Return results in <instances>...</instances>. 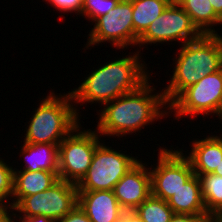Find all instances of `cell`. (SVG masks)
I'll return each mask as SVG.
<instances>
[{
  "mask_svg": "<svg viewBox=\"0 0 222 222\" xmlns=\"http://www.w3.org/2000/svg\"><path fill=\"white\" fill-rule=\"evenodd\" d=\"M150 78L138 89L104 104L98 114L97 132L104 136H126L139 132L164 115H169L163 92L154 93ZM152 93V94H151ZM154 93V94H153ZM165 106V107H164ZM164 108V109H163ZM163 109V110H161Z\"/></svg>",
  "mask_w": 222,
  "mask_h": 222,
  "instance_id": "cell-1",
  "label": "cell"
},
{
  "mask_svg": "<svg viewBox=\"0 0 222 222\" xmlns=\"http://www.w3.org/2000/svg\"><path fill=\"white\" fill-rule=\"evenodd\" d=\"M139 51L104 63L91 71L78 88L71 91L73 103H100L104 105L126 93L138 89L151 76ZM141 59V60H140ZM144 62V63H141Z\"/></svg>",
  "mask_w": 222,
  "mask_h": 222,
  "instance_id": "cell-2",
  "label": "cell"
},
{
  "mask_svg": "<svg viewBox=\"0 0 222 222\" xmlns=\"http://www.w3.org/2000/svg\"><path fill=\"white\" fill-rule=\"evenodd\" d=\"M181 46L173 59L176 65L169 85L162 90L167 106L204 76L222 69L221 34H203L199 39Z\"/></svg>",
  "mask_w": 222,
  "mask_h": 222,
  "instance_id": "cell-3",
  "label": "cell"
},
{
  "mask_svg": "<svg viewBox=\"0 0 222 222\" xmlns=\"http://www.w3.org/2000/svg\"><path fill=\"white\" fill-rule=\"evenodd\" d=\"M49 93L35 109L26 128L24 143L59 145L80 124L79 110L72 105L71 92L60 96Z\"/></svg>",
  "mask_w": 222,
  "mask_h": 222,
  "instance_id": "cell-4",
  "label": "cell"
},
{
  "mask_svg": "<svg viewBox=\"0 0 222 222\" xmlns=\"http://www.w3.org/2000/svg\"><path fill=\"white\" fill-rule=\"evenodd\" d=\"M77 125L58 145V177L78 184L90 168L96 148L101 144L100 134L94 130H80Z\"/></svg>",
  "mask_w": 222,
  "mask_h": 222,
  "instance_id": "cell-5",
  "label": "cell"
},
{
  "mask_svg": "<svg viewBox=\"0 0 222 222\" xmlns=\"http://www.w3.org/2000/svg\"><path fill=\"white\" fill-rule=\"evenodd\" d=\"M137 158L101 143L94 152L90 168L76 185L78 192L113 190L139 161Z\"/></svg>",
  "mask_w": 222,
  "mask_h": 222,
  "instance_id": "cell-6",
  "label": "cell"
},
{
  "mask_svg": "<svg viewBox=\"0 0 222 222\" xmlns=\"http://www.w3.org/2000/svg\"><path fill=\"white\" fill-rule=\"evenodd\" d=\"M222 108V69L208 74L194 85L185 89L169 106V113L174 111L177 120L190 115L207 117L219 116ZM173 110V111H172ZM176 115V116H175Z\"/></svg>",
  "mask_w": 222,
  "mask_h": 222,
  "instance_id": "cell-7",
  "label": "cell"
},
{
  "mask_svg": "<svg viewBox=\"0 0 222 222\" xmlns=\"http://www.w3.org/2000/svg\"><path fill=\"white\" fill-rule=\"evenodd\" d=\"M78 205L76 184L59 179L53 186L35 195L23 197L14 207L13 222L17 217L45 216L52 221L68 214ZM23 213L22 216H20ZM16 219V221H15Z\"/></svg>",
  "mask_w": 222,
  "mask_h": 222,
  "instance_id": "cell-8",
  "label": "cell"
},
{
  "mask_svg": "<svg viewBox=\"0 0 222 222\" xmlns=\"http://www.w3.org/2000/svg\"><path fill=\"white\" fill-rule=\"evenodd\" d=\"M94 22L88 34L87 49L106 41L117 49L123 50L131 45L137 46L138 37L133 30L130 0H120L113 9L98 17Z\"/></svg>",
  "mask_w": 222,
  "mask_h": 222,
  "instance_id": "cell-9",
  "label": "cell"
},
{
  "mask_svg": "<svg viewBox=\"0 0 222 222\" xmlns=\"http://www.w3.org/2000/svg\"><path fill=\"white\" fill-rule=\"evenodd\" d=\"M156 167L150 171L151 195L167 201L194 175L184 150L159 149Z\"/></svg>",
  "mask_w": 222,
  "mask_h": 222,
  "instance_id": "cell-10",
  "label": "cell"
},
{
  "mask_svg": "<svg viewBox=\"0 0 222 222\" xmlns=\"http://www.w3.org/2000/svg\"><path fill=\"white\" fill-rule=\"evenodd\" d=\"M203 34L193 24L191 17L177 3L172 2L138 38L137 44L151 45L180 41L185 44L199 39Z\"/></svg>",
  "mask_w": 222,
  "mask_h": 222,
  "instance_id": "cell-11",
  "label": "cell"
},
{
  "mask_svg": "<svg viewBox=\"0 0 222 222\" xmlns=\"http://www.w3.org/2000/svg\"><path fill=\"white\" fill-rule=\"evenodd\" d=\"M145 164L138 161L114 186V195L125 211L135 210L151 195V174Z\"/></svg>",
  "mask_w": 222,
  "mask_h": 222,
  "instance_id": "cell-12",
  "label": "cell"
},
{
  "mask_svg": "<svg viewBox=\"0 0 222 222\" xmlns=\"http://www.w3.org/2000/svg\"><path fill=\"white\" fill-rule=\"evenodd\" d=\"M78 205L91 222H119L125 211L113 190L78 192Z\"/></svg>",
  "mask_w": 222,
  "mask_h": 222,
  "instance_id": "cell-13",
  "label": "cell"
},
{
  "mask_svg": "<svg viewBox=\"0 0 222 222\" xmlns=\"http://www.w3.org/2000/svg\"><path fill=\"white\" fill-rule=\"evenodd\" d=\"M222 135L193 140L192 149L185 155L197 176L213 173L222 160Z\"/></svg>",
  "mask_w": 222,
  "mask_h": 222,
  "instance_id": "cell-14",
  "label": "cell"
},
{
  "mask_svg": "<svg viewBox=\"0 0 222 222\" xmlns=\"http://www.w3.org/2000/svg\"><path fill=\"white\" fill-rule=\"evenodd\" d=\"M14 168L13 195L10 203L14 207L23 197L35 195L53 186L58 180V172L45 170L28 171Z\"/></svg>",
  "mask_w": 222,
  "mask_h": 222,
  "instance_id": "cell-15",
  "label": "cell"
},
{
  "mask_svg": "<svg viewBox=\"0 0 222 222\" xmlns=\"http://www.w3.org/2000/svg\"><path fill=\"white\" fill-rule=\"evenodd\" d=\"M167 203L175 214L210 216L204 205L200 178L196 174Z\"/></svg>",
  "mask_w": 222,
  "mask_h": 222,
  "instance_id": "cell-16",
  "label": "cell"
},
{
  "mask_svg": "<svg viewBox=\"0 0 222 222\" xmlns=\"http://www.w3.org/2000/svg\"><path fill=\"white\" fill-rule=\"evenodd\" d=\"M25 167L22 170L58 172V145L24 143L21 152Z\"/></svg>",
  "mask_w": 222,
  "mask_h": 222,
  "instance_id": "cell-17",
  "label": "cell"
},
{
  "mask_svg": "<svg viewBox=\"0 0 222 222\" xmlns=\"http://www.w3.org/2000/svg\"><path fill=\"white\" fill-rule=\"evenodd\" d=\"M173 2L184 9L202 34H218L212 26H222V19L215 13L209 0H173Z\"/></svg>",
  "mask_w": 222,
  "mask_h": 222,
  "instance_id": "cell-18",
  "label": "cell"
},
{
  "mask_svg": "<svg viewBox=\"0 0 222 222\" xmlns=\"http://www.w3.org/2000/svg\"><path fill=\"white\" fill-rule=\"evenodd\" d=\"M132 2L133 30L139 38L173 0H130Z\"/></svg>",
  "mask_w": 222,
  "mask_h": 222,
  "instance_id": "cell-19",
  "label": "cell"
},
{
  "mask_svg": "<svg viewBox=\"0 0 222 222\" xmlns=\"http://www.w3.org/2000/svg\"><path fill=\"white\" fill-rule=\"evenodd\" d=\"M199 178L207 213L211 217H222V176L209 173Z\"/></svg>",
  "mask_w": 222,
  "mask_h": 222,
  "instance_id": "cell-20",
  "label": "cell"
},
{
  "mask_svg": "<svg viewBox=\"0 0 222 222\" xmlns=\"http://www.w3.org/2000/svg\"><path fill=\"white\" fill-rule=\"evenodd\" d=\"M134 211L144 222H169L175 214L167 201L152 195Z\"/></svg>",
  "mask_w": 222,
  "mask_h": 222,
  "instance_id": "cell-21",
  "label": "cell"
},
{
  "mask_svg": "<svg viewBox=\"0 0 222 222\" xmlns=\"http://www.w3.org/2000/svg\"><path fill=\"white\" fill-rule=\"evenodd\" d=\"M120 0H83L81 15L92 23L100 16L113 9Z\"/></svg>",
  "mask_w": 222,
  "mask_h": 222,
  "instance_id": "cell-22",
  "label": "cell"
},
{
  "mask_svg": "<svg viewBox=\"0 0 222 222\" xmlns=\"http://www.w3.org/2000/svg\"><path fill=\"white\" fill-rule=\"evenodd\" d=\"M14 182V169L0 157V204H9L12 199ZM10 197V198H8ZM6 200V201H5ZM8 201V202H7Z\"/></svg>",
  "mask_w": 222,
  "mask_h": 222,
  "instance_id": "cell-23",
  "label": "cell"
},
{
  "mask_svg": "<svg viewBox=\"0 0 222 222\" xmlns=\"http://www.w3.org/2000/svg\"><path fill=\"white\" fill-rule=\"evenodd\" d=\"M52 4L54 8L59 9L60 12H75L81 15L83 0H44Z\"/></svg>",
  "mask_w": 222,
  "mask_h": 222,
  "instance_id": "cell-24",
  "label": "cell"
},
{
  "mask_svg": "<svg viewBox=\"0 0 222 222\" xmlns=\"http://www.w3.org/2000/svg\"><path fill=\"white\" fill-rule=\"evenodd\" d=\"M54 222H91L85 212L77 205L64 217Z\"/></svg>",
  "mask_w": 222,
  "mask_h": 222,
  "instance_id": "cell-25",
  "label": "cell"
},
{
  "mask_svg": "<svg viewBox=\"0 0 222 222\" xmlns=\"http://www.w3.org/2000/svg\"><path fill=\"white\" fill-rule=\"evenodd\" d=\"M211 216L174 214L169 222H205Z\"/></svg>",
  "mask_w": 222,
  "mask_h": 222,
  "instance_id": "cell-26",
  "label": "cell"
},
{
  "mask_svg": "<svg viewBox=\"0 0 222 222\" xmlns=\"http://www.w3.org/2000/svg\"><path fill=\"white\" fill-rule=\"evenodd\" d=\"M7 209L9 210V212ZM12 216H14L13 207L9 204H0V222H13Z\"/></svg>",
  "mask_w": 222,
  "mask_h": 222,
  "instance_id": "cell-27",
  "label": "cell"
},
{
  "mask_svg": "<svg viewBox=\"0 0 222 222\" xmlns=\"http://www.w3.org/2000/svg\"><path fill=\"white\" fill-rule=\"evenodd\" d=\"M119 222H144V221L133 210V211H124Z\"/></svg>",
  "mask_w": 222,
  "mask_h": 222,
  "instance_id": "cell-28",
  "label": "cell"
},
{
  "mask_svg": "<svg viewBox=\"0 0 222 222\" xmlns=\"http://www.w3.org/2000/svg\"><path fill=\"white\" fill-rule=\"evenodd\" d=\"M19 222H54L45 216L19 217Z\"/></svg>",
  "mask_w": 222,
  "mask_h": 222,
  "instance_id": "cell-29",
  "label": "cell"
},
{
  "mask_svg": "<svg viewBox=\"0 0 222 222\" xmlns=\"http://www.w3.org/2000/svg\"><path fill=\"white\" fill-rule=\"evenodd\" d=\"M215 13L222 19V0H209Z\"/></svg>",
  "mask_w": 222,
  "mask_h": 222,
  "instance_id": "cell-30",
  "label": "cell"
},
{
  "mask_svg": "<svg viewBox=\"0 0 222 222\" xmlns=\"http://www.w3.org/2000/svg\"><path fill=\"white\" fill-rule=\"evenodd\" d=\"M213 174L222 176V160L219 163V166H217L216 169L214 170Z\"/></svg>",
  "mask_w": 222,
  "mask_h": 222,
  "instance_id": "cell-31",
  "label": "cell"
},
{
  "mask_svg": "<svg viewBox=\"0 0 222 222\" xmlns=\"http://www.w3.org/2000/svg\"><path fill=\"white\" fill-rule=\"evenodd\" d=\"M205 222H222V217H210Z\"/></svg>",
  "mask_w": 222,
  "mask_h": 222,
  "instance_id": "cell-32",
  "label": "cell"
},
{
  "mask_svg": "<svg viewBox=\"0 0 222 222\" xmlns=\"http://www.w3.org/2000/svg\"><path fill=\"white\" fill-rule=\"evenodd\" d=\"M220 120H222V108H221V113H220Z\"/></svg>",
  "mask_w": 222,
  "mask_h": 222,
  "instance_id": "cell-33",
  "label": "cell"
}]
</instances>
